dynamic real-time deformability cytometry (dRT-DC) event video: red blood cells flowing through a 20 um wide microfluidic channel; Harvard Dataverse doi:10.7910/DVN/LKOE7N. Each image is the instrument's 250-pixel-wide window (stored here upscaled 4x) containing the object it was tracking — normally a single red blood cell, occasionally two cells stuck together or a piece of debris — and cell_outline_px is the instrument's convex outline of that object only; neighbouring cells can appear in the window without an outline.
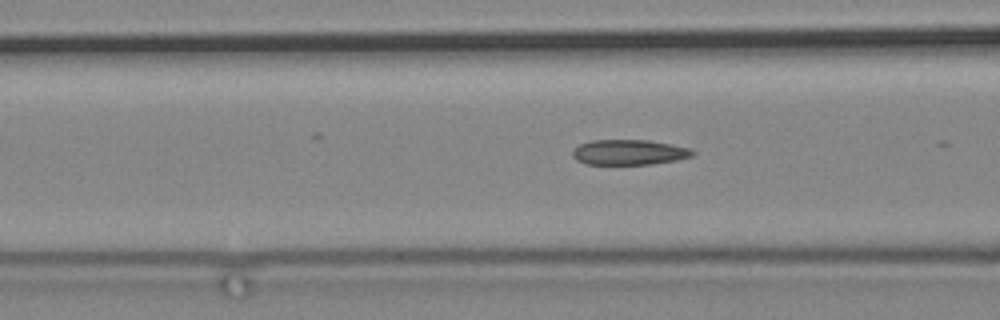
{"species": "common noctule bat (a hibernating species)", "species_latin": "Nyctalus noctula", "temperature_condition": "cold", "stored_images_in_passage": 49, "camera_frame_rate_fps": 3000, "um_per_image_px": 0.085, "animal": {"sex": "male", "body_mass_g": 19.2, "forearm_length_mm": 51.8}, "frame": {"image": 1, "passage_image": 41, "time_ms": 13.333, "image_size_px": [1000, 320], "cell_outline_px": [[696, 152], [692, 156], [676, 160], [652, 164], [588, 164], [576, 160], [572, 156], [572, 152], [580, 144], [592, 140], [648, 140], [672, 144], [692, 148]], "centroid_in_image_um": [53.51, 12.94], "position_along_channel_um": 113.1, "area_um2": 17.69}}
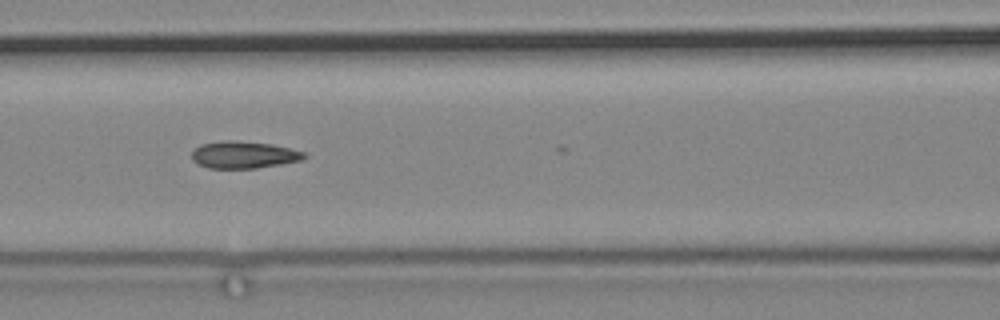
{"frame": {"image": 2, "passage_image": 44, "time_ms": 14.333, "image_size_px": [1000, 320], "cell_outline_px": [[308, 156], [304, 160], [256, 168], [208, 168], [192, 160], [192, 152], [200, 144], [224, 140], [236, 140], [272, 144], [304, 152]], "centroid_in_image_um": [20.73, 13.15], "position_along_channel_um": 145.9, "area_um2": 17.74}}
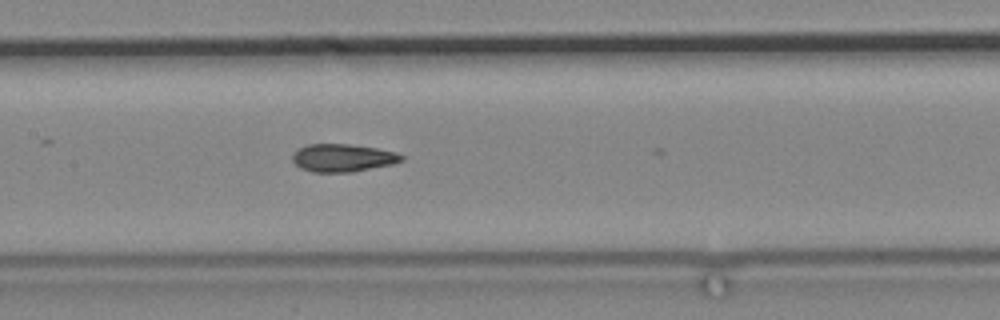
{"frame": {"image": 3, "passage_image": 47, "time_ms": 15.333, "image_size_px": [1000, 320], "cell_outline_px": [[404, 160], [392, 164], [352, 172], [316, 172], [300, 168], [292, 160], [292, 156], [300, 148], [308, 144], [348, 144], [376, 148], [396, 152], [404, 156]], "centroid_in_image_um": [29.16, 13.42], "position_along_channel_um": 178.2, "area_um2": 17.51}}